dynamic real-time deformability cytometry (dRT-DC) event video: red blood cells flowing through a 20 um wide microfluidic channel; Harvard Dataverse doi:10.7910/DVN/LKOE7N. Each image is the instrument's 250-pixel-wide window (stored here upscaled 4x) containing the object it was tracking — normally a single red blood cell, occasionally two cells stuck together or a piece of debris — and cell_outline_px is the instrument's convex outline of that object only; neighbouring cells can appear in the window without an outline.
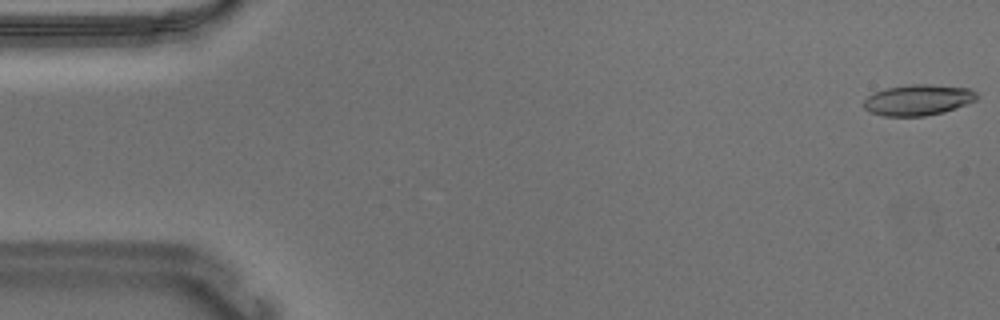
{"species": "Egyptian fruit bat (a non-hibernating species)", "species_latin": "Rousettus aegyptiacus", "temperature_condition": "warm", "stored_images_in_passage": 54, "camera_frame_rate_fps": 3000, "um_per_image_px": 0.085, "animal": {"sex": "male"}, "frame": {"image": 1, "passage_image": 1, "time_ms": 0.0, "image_size_px": [1000, 320], "cell_outline_px": [[980, 96], [976, 100], [956, 108], [944, 112], [924, 116], [884, 116], [868, 112], [864, 108], [864, 100], [872, 92], [884, 88], [908, 84], [928, 84], [968, 88], [976, 92]], "centroid_in_image_um": [78.01, 8.49], "position_along_channel_um": 7.0, "area_um2": 20.58}}
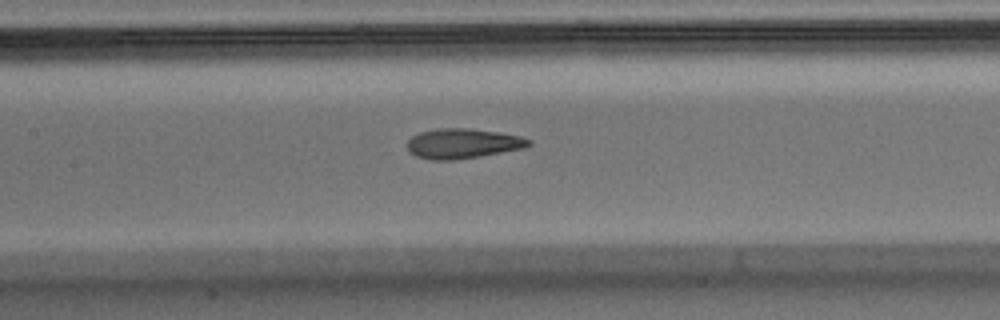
{"frame": {"image": 2, "passage_image": 25, "time_ms": 8.0, "image_size_px": [1000, 320], "cell_outline_px": [[532, 144], [524, 148], [480, 156], [456, 160], [432, 160], [416, 156], [408, 148], [408, 140], [412, 136], [420, 132], [436, 128], [468, 128], [496, 132], [520, 136], [532, 140]], "centroid_in_image_um": [39.35, 12.2], "position_along_channel_um": 168.1, "area_um2": 21.1}}
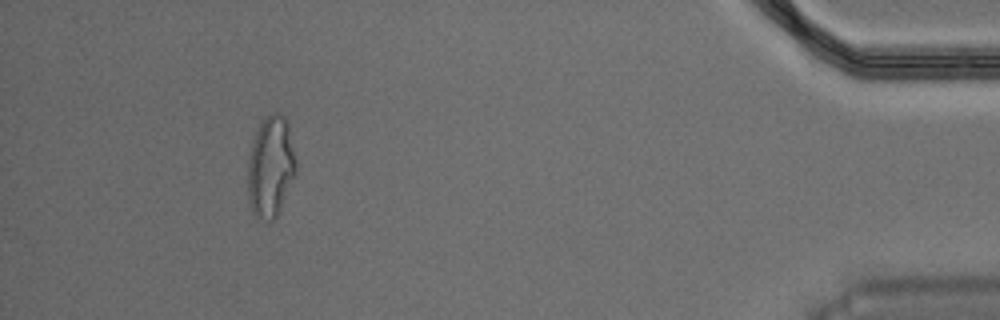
{"frame": {"image": 3, "passage_image": 50, "time_ms": 16.333, "image_size_px": [1000, 320], "cell_outline_px": [[296, 172], [280, 212], [272, 220], [268, 220], [256, 216], [252, 212], [248, 200], [248, 160], [252, 144], [256, 132], [260, 124], [268, 116], [276, 112], [280, 112], [288, 120], [296, 160]], "centroid_in_image_um": [23.02, 14.18], "position_along_channel_um": 412.2, "area_um2": 28.44}, "authors_computed_cell_mechanics": {"area_um2": 21.0681, "velocity_mm_per_s": 3.6929, "shape_relaxation_time_tau1_ms": 8.3355, "shape_relaxation_time_tau2_ms": 1.632, "deformation_change_tau1": 0.2654, "deformation_change_tau2": 0.1068}}